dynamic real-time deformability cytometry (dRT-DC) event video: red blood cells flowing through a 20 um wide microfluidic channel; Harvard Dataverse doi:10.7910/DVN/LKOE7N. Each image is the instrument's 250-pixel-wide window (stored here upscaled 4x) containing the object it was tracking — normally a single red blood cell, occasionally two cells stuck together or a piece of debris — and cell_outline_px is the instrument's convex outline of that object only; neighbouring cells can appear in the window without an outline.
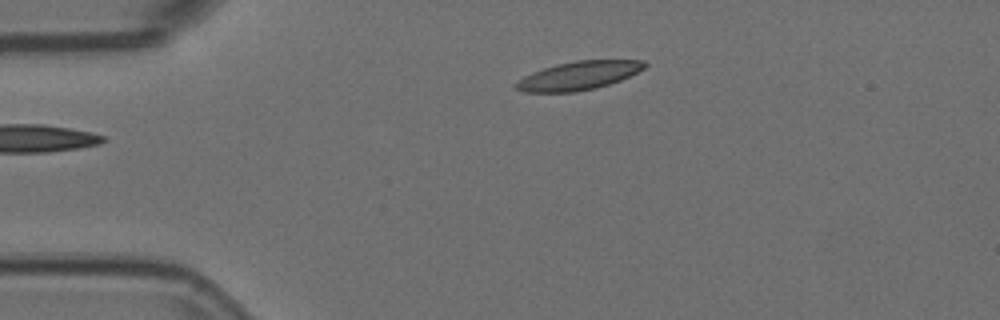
{"species": "Egyptian fruit bat (a non-hibernating species)", "species_latin": "Rousettus aegyptiacus", "temperature_condition": "room temperature", "stored_images_in_passage": 45, "camera_frame_rate_fps": 3000, "um_per_image_px": 0.085, "animal": {"sex": "female"}, "frame": {"image": 1, "passage_image": 2, "time_ms": 0.333, "image_size_px": [1000, 320], "cell_outline_px": [[648, 64], [644, 68], [620, 80], [596, 88], [576, 92], [524, 92], [516, 88], [512, 84], [524, 76], [532, 72], [556, 64], [576, 60], [644, 60]], "centroid_in_image_um": [49.15, 6.43], "position_along_channel_um": 35.8, "area_um2": 21.33}}
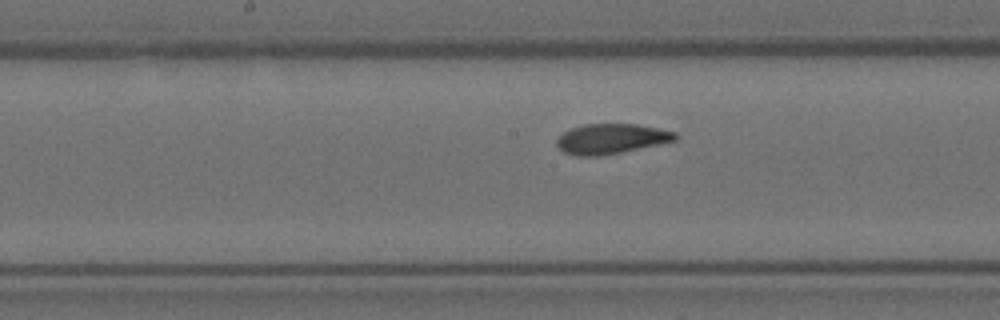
{"frame": {"image": 2, "passage_image": 18, "time_ms": 5.667, "image_size_px": [1000, 320], "cell_outline_px": [[676, 140], [660, 144], [600, 156], [576, 156], [564, 152], [556, 144], [556, 140], [568, 128], [584, 124], [636, 124], [660, 128], [676, 132]], "centroid_in_image_um": [51.93, 11.79], "position_along_channel_um": 196.3, "area_um2": 20.75}}
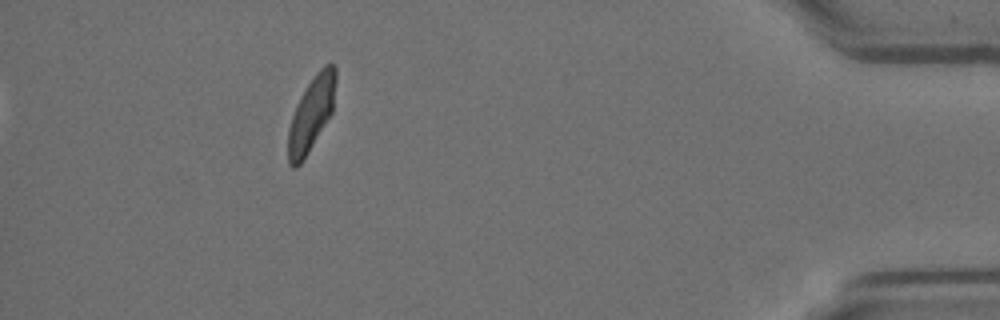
{"frame": {"image": 3, "passage_image": 40, "time_ms": 13.0, "image_size_px": [1000, 320], "cell_outline_px": [[336, 80], [332, 112], [300, 164], [296, 168], [292, 168], [288, 164], [288, 128], [296, 104], [300, 96], [316, 72], [324, 64], [332, 64], [336, 68]], "centroid_in_image_um": [26.44, 9.66], "position_along_channel_um": 408.8, "area_um2": 20.29}, "authors_computed_cell_mechanics": {"area_um2": 21.097, "velocity_mm_per_s": 3.6895, "shape_relaxation_time_tau1_ms": 5.3387, "shape_relaxation_time_tau2_ms": 1.4269, "deformation_change_tau1": 0.1487, "deformation_change_tau2": 0.0763}}